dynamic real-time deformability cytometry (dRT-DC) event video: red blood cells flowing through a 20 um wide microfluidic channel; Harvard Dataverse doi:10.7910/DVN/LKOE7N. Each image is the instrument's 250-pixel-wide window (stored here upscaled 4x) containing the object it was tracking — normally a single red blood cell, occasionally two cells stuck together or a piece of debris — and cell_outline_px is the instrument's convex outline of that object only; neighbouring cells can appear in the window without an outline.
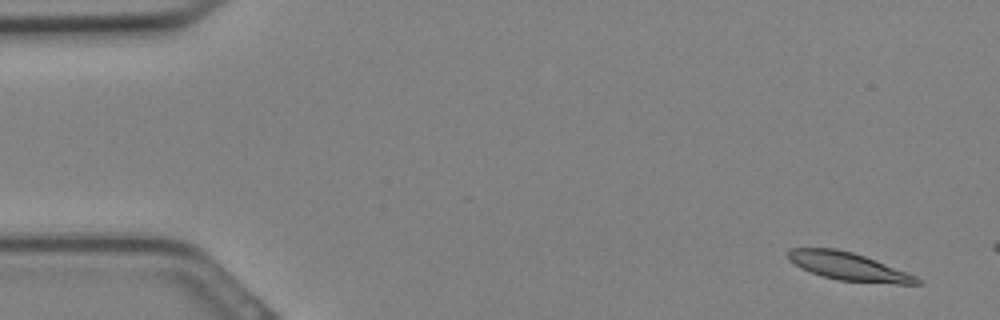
{"species": "Egyptian fruit bat (a non-hibernating species)", "species_latin": "Rousettus aegyptiacus", "temperature_condition": "cold", "stored_images_in_passage": 6, "camera_frame_rate_fps": 3000, "um_per_image_px": 0.085, "animal": {"sex": "female"}, "frame": {"image": 1, "passage_image": 2, "time_ms": 0.333, "image_size_px": [1000, 320], "cell_outline_px": [[920, 284], [896, 284], [840, 280], [820, 276], [800, 268], [788, 260], [788, 252], [792, 248], [836, 248], [852, 252], [864, 256], [916, 276], [920, 280]], "centroid_in_image_um": [72.07, 22.65], "position_along_channel_um": 12.9, "area_um2": 20.75}}